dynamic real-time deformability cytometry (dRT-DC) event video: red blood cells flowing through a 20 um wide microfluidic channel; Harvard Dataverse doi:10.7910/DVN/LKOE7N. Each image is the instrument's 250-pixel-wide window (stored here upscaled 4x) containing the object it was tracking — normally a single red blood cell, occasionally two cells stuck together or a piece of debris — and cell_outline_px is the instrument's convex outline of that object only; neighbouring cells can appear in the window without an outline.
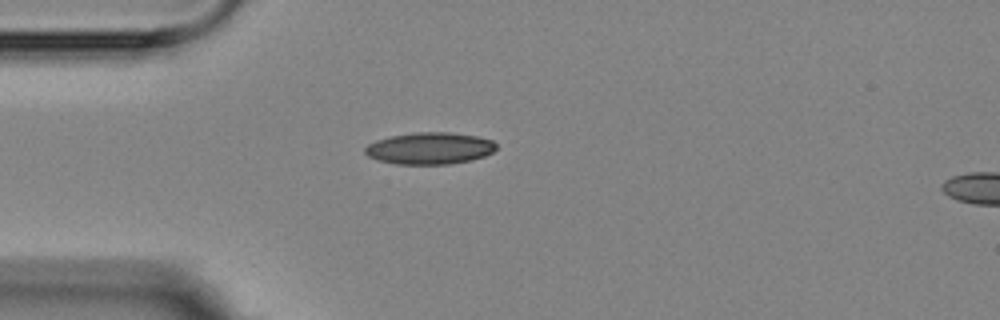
{"species": "Egyptian fruit bat (a non-hibernating species)", "species_latin": "Rousettus aegyptiacus", "temperature_condition": "room temperature", "stored_images_in_passage": 2, "segment_of_instrument_passage": [1, 2], "camera_frame_rate_fps": 3000, "um_per_image_px": 0.085, "animal": {"sex": "female"}, "frame": {"image": 1, "passage_image": 1, "time_ms": 0.0, "image_size_px": [1000, 320], "cell_outline_px": [[496, 148], [492, 152], [484, 156], [472, 160], [448, 164], [396, 164], [380, 160], [368, 156], [364, 152], [364, 148], [368, 144], [376, 140], [392, 136], [412, 132], [448, 132], [476, 136], [492, 140], [496, 144]], "centroid_in_image_um": [36.52, 12.6], "position_along_channel_um": 48.5, "area_um2": 24.28}}